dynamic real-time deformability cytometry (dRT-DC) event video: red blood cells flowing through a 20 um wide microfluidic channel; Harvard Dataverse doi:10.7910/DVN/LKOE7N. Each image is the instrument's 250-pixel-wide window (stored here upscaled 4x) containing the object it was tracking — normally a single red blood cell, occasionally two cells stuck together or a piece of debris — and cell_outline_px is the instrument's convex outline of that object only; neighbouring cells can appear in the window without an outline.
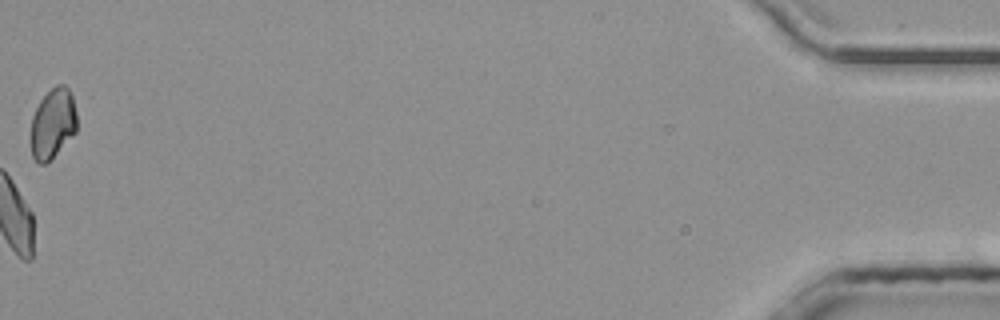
{"species": "common noctule bat (a hibernating species)", "species_latin": "Nyctalus noctula", "temperature_condition": "room temperature", "stored_images_in_passage": 52, "camera_frame_rate_fps": 3000, "um_per_image_px": 0.085, "animal": {"sex": "male", "body_mass_g": 20.4}, "frame": {"image": 1, "passage_image": 52, "time_ms": 17.0, "image_size_px": [1000, 320], "cell_outline_px": [[76, 132], [52, 160], [44, 164], [40, 164], [32, 156], [28, 140], [32, 116], [40, 100], [56, 84], [64, 84], [68, 88], [72, 96], [76, 112]], "centroid_in_image_um": [4.45, 10.55], "position_along_channel_um": 430.8, "area_um2": 19.36}}